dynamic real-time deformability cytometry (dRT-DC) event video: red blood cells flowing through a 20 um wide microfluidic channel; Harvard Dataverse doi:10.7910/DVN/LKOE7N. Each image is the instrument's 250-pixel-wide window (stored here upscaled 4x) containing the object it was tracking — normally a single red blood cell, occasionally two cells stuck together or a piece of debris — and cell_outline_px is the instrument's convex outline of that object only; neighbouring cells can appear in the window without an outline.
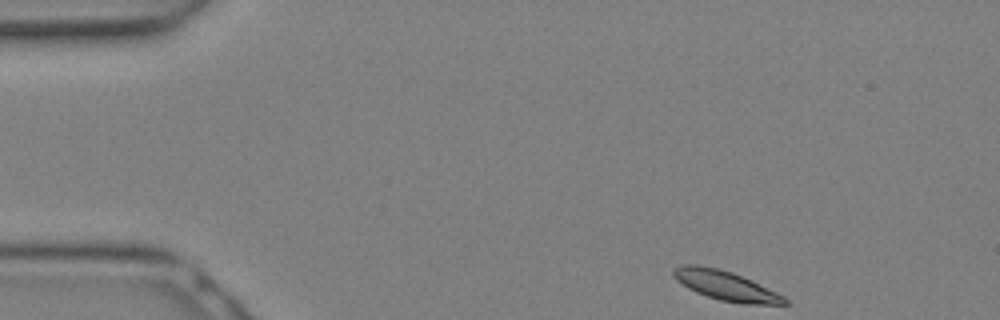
{"species": "Egyptian fruit bat (a non-hibernating species)", "species_latin": "Rousettus aegyptiacus", "temperature_condition": "warm", "stored_images_in_passage": 13, "camera_frame_rate_fps": 3000, "um_per_image_px": 0.085, "animal": {"sex": "female"}, "frame": {"image": 1, "passage_image": 1, "time_ms": 0.0, "image_size_px": [1000, 320], "cell_outline_px": [[788, 304], [744, 304], [720, 300], [696, 292], [688, 288], [676, 280], [672, 276], [672, 272], [680, 264], [696, 264], [720, 268], [732, 272], [776, 292], [784, 296], [788, 300]], "centroid_in_image_um": [61.64, 24.26], "position_along_channel_um": 23.4, "area_um2": 18.96}}
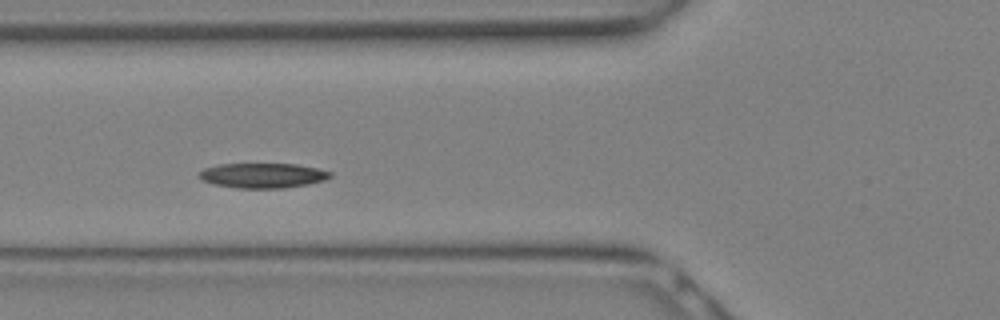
{"frame": {"image": 2, "passage_image": 8, "time_ms": 2.333, "image_size_px": [1000, 320], "cell_outline_px": [[332, 176], [324, 180], [308, 184], [284, 188], [236, 188], [212, 184], [196, 176], [204, 168], [220, 164], [296, 164], [316, 168], [332, 172]], "centroid_in_image_um": [22.32, 14.92], "position_along_channel_um": 103.5, "area_um2": 19.02}}
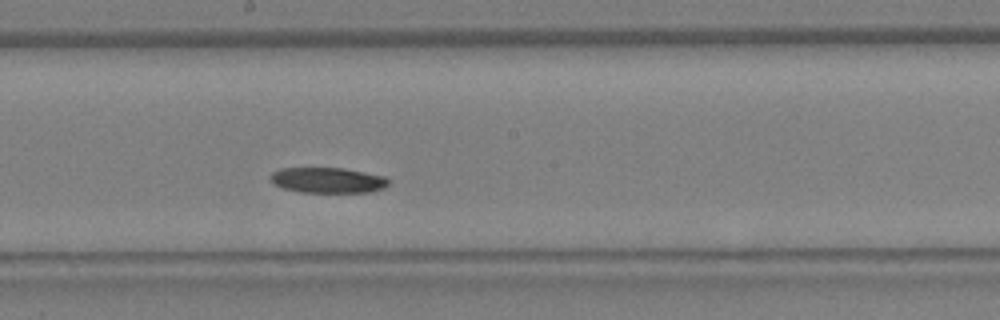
{"frame": {"image": 3, "passage_image": 13, "time_ms": 4.0, "image_size_px": [1000, 320], "cell_outline_px": [[388, 184], [384, 188], [372, 192], [300, 192], [284, 188], [276, 184], [272, 180], [272, 172], [280, 168], [340, 168], [364, 172], [384, 176], [388, 180]], "centroid_in_image_um": [27.89, 15.32], "position_along_channel_um": 220.3, "area_um2": 17.28}}